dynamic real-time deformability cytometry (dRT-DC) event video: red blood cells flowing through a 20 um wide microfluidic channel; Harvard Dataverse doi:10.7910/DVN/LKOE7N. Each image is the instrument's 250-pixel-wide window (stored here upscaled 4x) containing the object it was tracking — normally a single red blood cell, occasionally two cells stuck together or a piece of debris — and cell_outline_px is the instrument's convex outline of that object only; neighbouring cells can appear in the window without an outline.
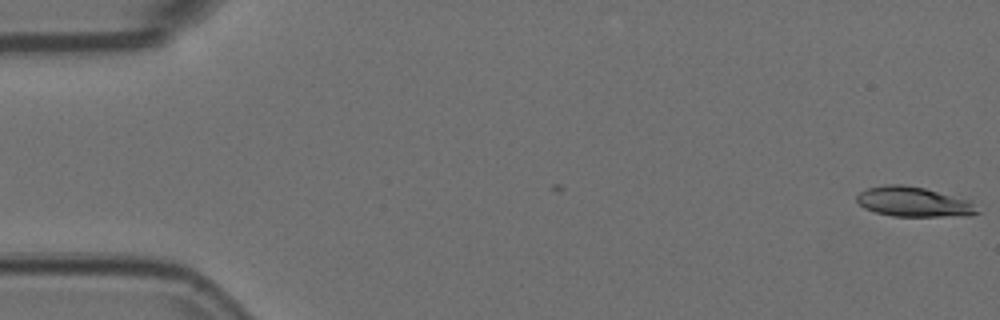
{"species": "Egyptian fruit bat (a non-hibernating species)", "species_latin": "Rousettus aegyptiacus", "temperature_condition": "room temperature", "stored_images_in_passage": 20, "camera_frame_rate_fps": 3000, "um_per_image_px": 0.085, "animal": {"sex": "female"}, "frame": {"image": 1, "passage_image": 1, "time_ms": 0.0, "image_size_px": [1000, 320], "cell_outline_px": [[980, 212], [968, 216], [892, 216], [876, 212], [864, 208], [856, 200], [856, 196], [860, 192], [868, 188], [884, 184], [904, 184], [924, 188], [968, 200]], "centroid_in_image_um": [77.62, 17.15], "position_along_channel_um": 7.4, "area_um2": 20.81}}
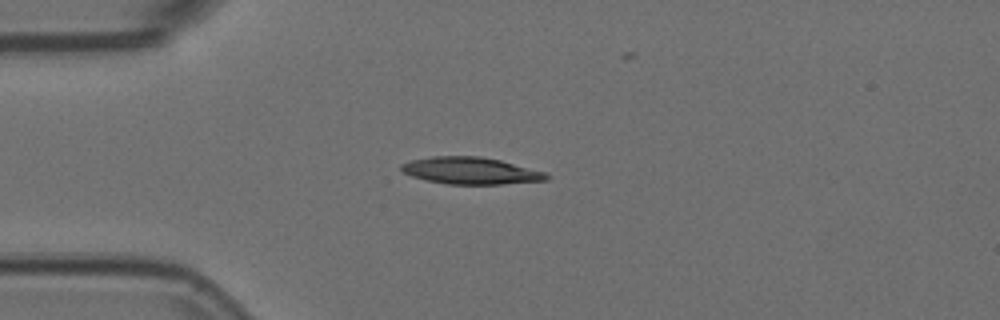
{"frame": {"image": 2, "passage_image": 14, "time_ms": 4.333, "image_size_px": [1000, 320], "cell_outline_px": [[552, 176], [548, 180], [504, 184], [448, 184], [424, 180], [412, 176], [404, 172], [400, 168], [400, 164], [412, 160], [432, 156], [480, 156], [500, 160], [544, 172]], "centroid_in_image_um": [40.01, 14.51], "position_along_channel_um": 45.0, "area_um2": 22.77}}
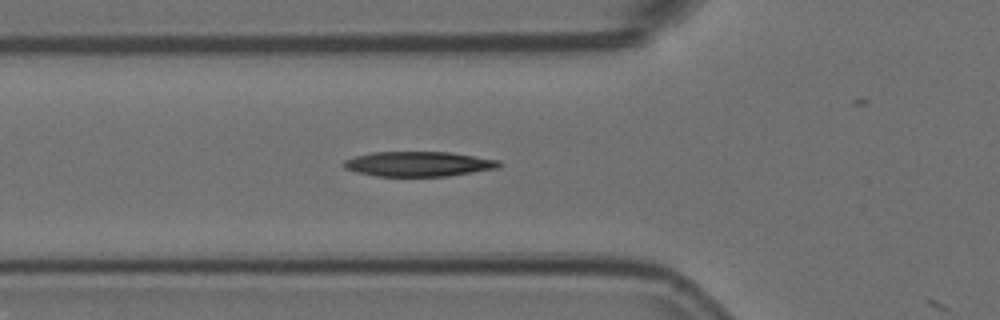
{"frame": {"image": 3, "passage_image": 19, "time_ms": 6.0, "image_size_px": [1000, 320], "cell_outline_px": [[504, 164], [500, 168], [448, 176], [376, 176], [356, 172], [344, 168], [344, 160], [356, 156], [372, 152], [448, 152], [500, 160]], "centroid_in_image_um": [35.62, 13.94], "position_along_channel_um": 90.2, "area_um2": 22.6}}